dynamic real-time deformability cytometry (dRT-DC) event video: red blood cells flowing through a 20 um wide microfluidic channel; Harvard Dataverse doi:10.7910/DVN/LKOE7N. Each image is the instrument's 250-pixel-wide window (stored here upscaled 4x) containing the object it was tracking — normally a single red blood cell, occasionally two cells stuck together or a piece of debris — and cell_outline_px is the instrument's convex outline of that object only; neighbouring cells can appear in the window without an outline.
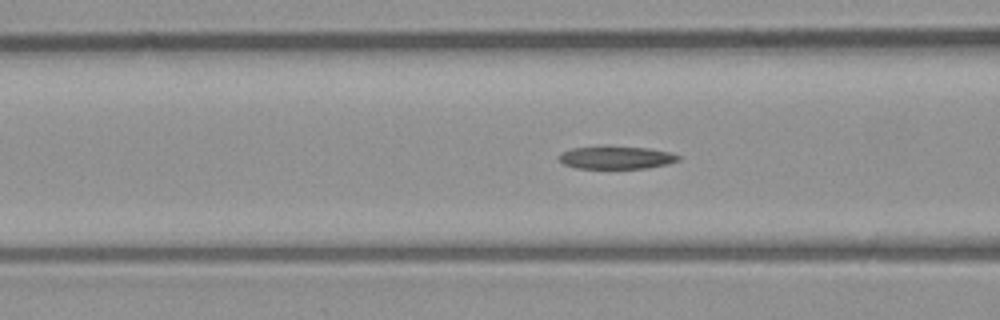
{"species": "common noctule bat (a hibernating species)", "species_latin": "Nyctalus noctula", "temperature_condition": "room temperature", "stored_images_in_passage": 48, "camera_frame_rate_fps": 3000, "um_per_image_px": 0.085, "animal": {"sex": "male", "body_mass_g": 23.1, "forearm_length_mm": 52.7}, "frame": {"image": 1, "passage_image": 16, "time_ms": 5.0, "image_size_px": [1000, 320], "cell_outline_px": [[680, 160], [668, 164], [648, 168], [576, 168], [564, 164], [556, 156], [560, 152], [572, 148], [648, 148], [668, 152], [680, 156]], "centroid_in_image_um": [52.37, 13.42], "position_along_channel_um": 114.2, "area_um2": 15.32}}
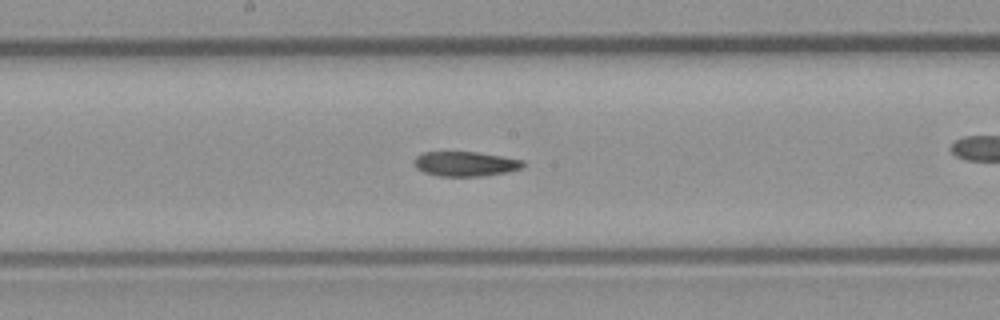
{"frame": {"image": 2, "passage_image": 23, "time_ms": 7.333, "image_size_px": [1000, 320], "cell_outline_px": [[524, 168], [484, 176], [440, 176], [424, 172], [416, 168], [416, 156], [424, 152], [476, 152], [524, 160]], "centroid_in_image_um": [39.58, 13.93], "position_along_channel_um": 208.6, "area_um2": 15.49}}
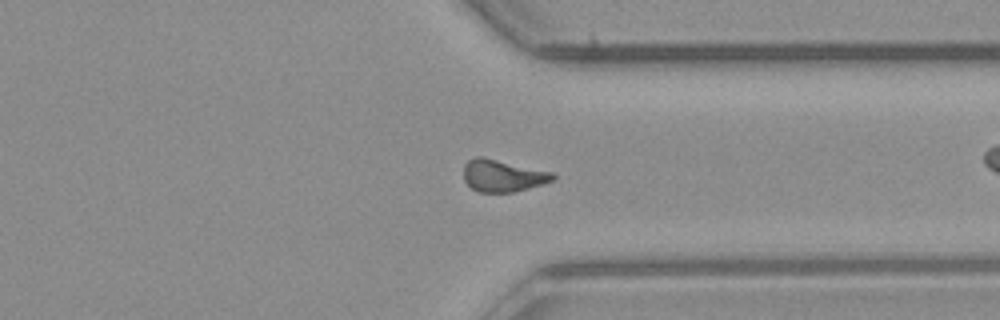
{"frame": {"image": 3, "passage_image": 35, "time_ms": 11.333, "image_size_px": [1000, 320], "cell_outline_px": [[556, 176], [552, 180], [544, 184], [512, 192], [480, 192], [472, 188], [464, 180], [464, 164], [468, 160], [476, 156], [484, 156], [552, 172]], "centroid_in_image_um": [42.72, 14.92], "position_along_channel_um": 368.7, "area_um2": 16.7}}